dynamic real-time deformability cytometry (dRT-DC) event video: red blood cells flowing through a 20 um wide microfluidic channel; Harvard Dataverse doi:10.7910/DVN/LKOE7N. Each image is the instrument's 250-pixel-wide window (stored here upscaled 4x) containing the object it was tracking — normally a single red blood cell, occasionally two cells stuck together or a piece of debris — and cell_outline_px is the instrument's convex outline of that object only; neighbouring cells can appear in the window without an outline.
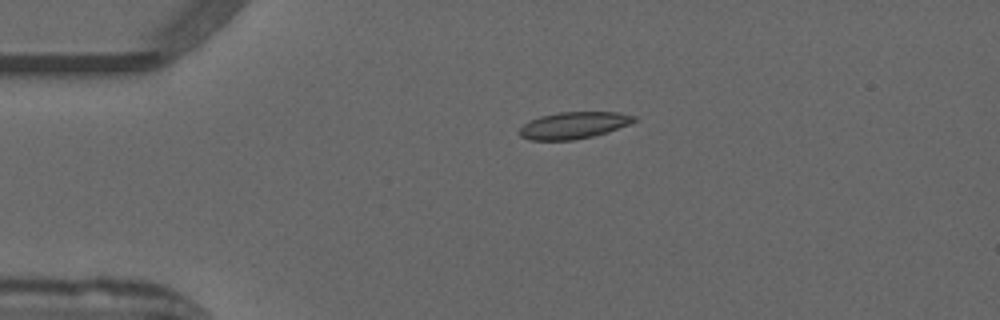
{"species": "common noctule bat (a hibernating species)", "species_latin": "Nyctalus noctula", "temperature_condition": "warm", "stored_images_in_passage": 41, "camera_frame_rate_fps": 3000, "um_per_image_px": 0.085, "animal": {"sex": "male", "forearm_length_mm": 52.5}, "frame": {"image": 1, "passage_image": 1, "time_ms": 0.0, "image_size_px": [1000, 320], "cell_outline_px": [[636, 120], [628, 124], [608, 132], [592, 136], [572, 140], [532, 140], [520, 136], [520, 128], [524, 124], [540, 116], [560, 112], [620, 112], [636, 116]], "centroid_in_image_um": [48.78, 10.64], "position_along_channel_um": 36.2, "area_um2": 17.69}}
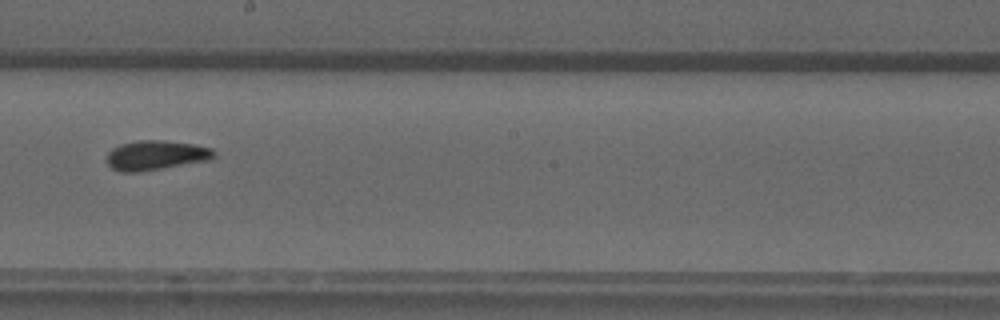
{"frame": {"image": 2, "passage_image": 19, "time_ms": 6.0, "image_size_px": [1000, 320], "cell_outline_px": [[216, 156], [208, 160], [140, 172], [120, 172], [112, 168], [108, 164], [108, 152], [112, 148], [120, 144], [136, 140], [164, 140], [196, 144], [212, 148], [216, 152]], "centroid_in_image_um": [13.26, 13.18], "position_along_channel_um": 234.9, "area_um2": 18.61}}
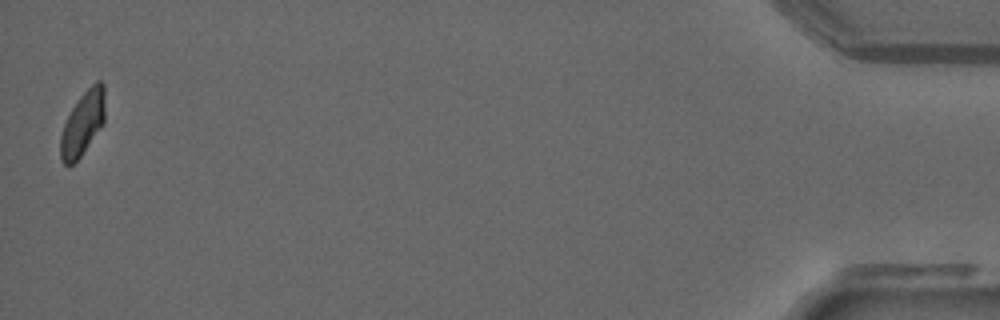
{"frame": {"image": 3, "passage_image": 41, "time_ms": 13.333, "image_size_px": [1000, 320], "cell_outline_px": [[104, 124], [80, 156], [68, 168], [64, 164], [60, 156], [60, 136], [64, 124], [72, 108], [80, 96], [96, 80], [100, 80], [104, 84]], "centroid_in_image_um": [7.03, 10.49], "position_along_channel_um": 428.2, "area_um2": 16.53}, "authors_computed_cell_mechanics": {"area_um2": 17.7446, "velocity_mm_per_s": 3.9445, "shape_relaxation_time_tau1_ms": 6.1894, "shape_relaxation_time_tau2_ms": 1.8037, "deformation_change_tau1": 0.1583, "deformation_change_tau2": 0.0506}}